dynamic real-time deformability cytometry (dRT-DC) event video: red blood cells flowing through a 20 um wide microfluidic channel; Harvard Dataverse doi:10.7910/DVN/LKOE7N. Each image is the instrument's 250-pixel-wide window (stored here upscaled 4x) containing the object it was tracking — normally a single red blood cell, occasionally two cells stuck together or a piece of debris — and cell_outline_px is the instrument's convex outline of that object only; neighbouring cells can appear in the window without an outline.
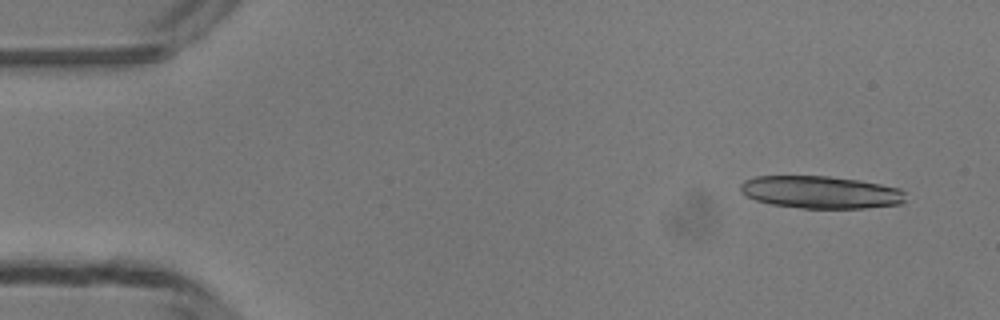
{"species": "common noctule bat (a hibernating species)", "species_latin": "Nyctalus noctula", "temperature_condition": "room temperature", "stored_images_in_passage": 16, "camera_frame_rate_fps": 3000, "um_per_image_px": 0.085, "animal": {"sex": "male", "body_mass_g": 13.3}, "frame": {"image": 1, "passage_image": 4, "time_ms": 1.0, "image_size_px": [1000, 320], "cell_outline_px": [[904, 200], [900, 204], [864, 208], [800, 208], [772, 204], [756, 200], [740, 192], [740, 184], [744, 180], [756, 176], [828, 176], [860, 180], [900, 188], [904, 192]], "centroid_in_image_um": [69.74, 16.33], "position_along_channel_um": 15.3, "area_um2": 31.21}}